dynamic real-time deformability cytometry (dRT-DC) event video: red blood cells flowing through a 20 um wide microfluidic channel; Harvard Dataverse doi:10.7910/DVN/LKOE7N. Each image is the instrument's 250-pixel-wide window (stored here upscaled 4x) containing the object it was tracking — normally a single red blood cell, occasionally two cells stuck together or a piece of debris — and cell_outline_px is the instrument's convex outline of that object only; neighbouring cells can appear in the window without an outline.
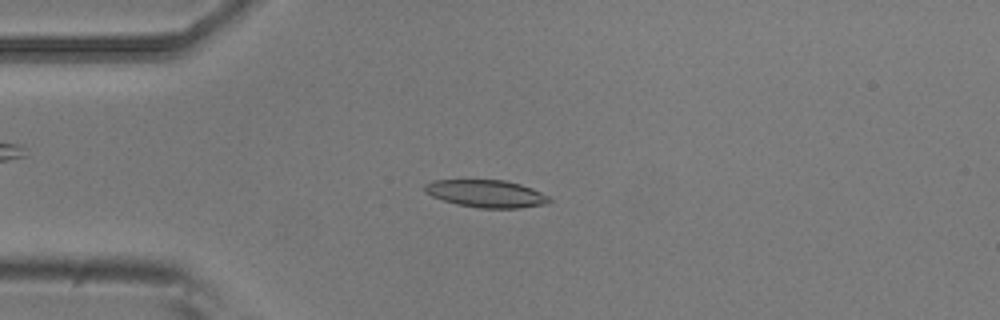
{"species": "common noctule bat (a hibernating species)", "species_latin": "Nyctalus noctula", "temperature_condition": "room temperature", "stored_images_in_passage": 6, "camera_frame_rate_fps": 3000, "um_per_image_px": 0.085, "animal": {"sex": "male", "body_mass_g": 20.5, "forearm_length_mm": 52.5}, "frame": {"image": 1, "passage_image": 3, "time_ms": 0.667, "image_size_px": [1000, 320], "cell_outline_px": [[552, 200], [548, 204], [520, 208], [480, 208], [456, 204], [432, 196], [424, 192], [424, 184], [432, 180], [504, 180], [520, 184], [532, 188], [548, 196]], "centroid_in_image_um": [41.33, 16.46], "position_along_channel_um": 43.7, "area_um2": 20.0}}
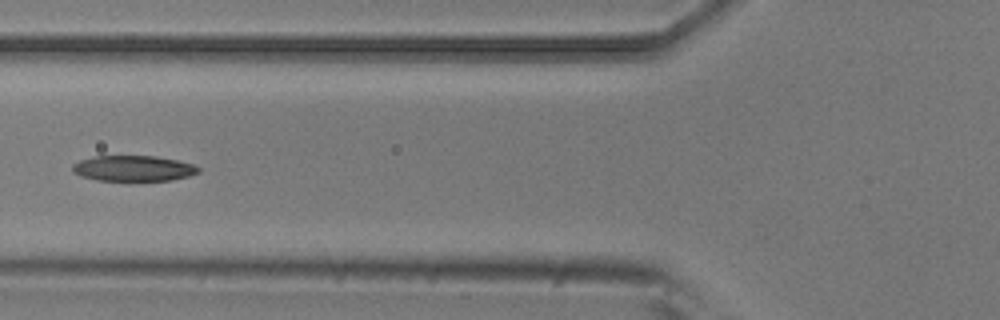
{"frame": {"image": 2, "passage_image": 5, "time_ms": 1.333, "image_size_px": [1000, 320], "cell_outline_px": [[200, 172], [188, 176], [172, 180], [96, 180], [80, 176], [72, 172], [72, 164], [80, 160], [96, 156], [156, 156], [196, 164], [200, 168]], "centroid_in_image_um": [11.34, 14.31], "position_along_channel_um": 114.5, "area_um2": 18.84}}
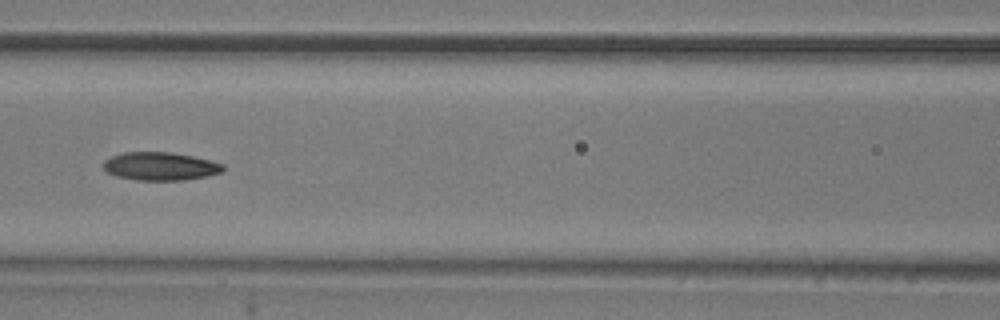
{"frame": {"image": 3, "passage_image": 6, "time_ms": 1.667, "image_size_px": [1000, 320], "cell_outline_px": [[224, 168], [220, 172], [208, 176], [184, 180], [136, 180], [116, 176], [108, 172], [104, 168], [104, 160], [112, 156], [124, 152], [172, 152], [212, 160], [224, 164]], "centroid_in_image_um": [13.65, 14.13], "position_along_channel_um": 153.0, "area_um2": 19.65}}